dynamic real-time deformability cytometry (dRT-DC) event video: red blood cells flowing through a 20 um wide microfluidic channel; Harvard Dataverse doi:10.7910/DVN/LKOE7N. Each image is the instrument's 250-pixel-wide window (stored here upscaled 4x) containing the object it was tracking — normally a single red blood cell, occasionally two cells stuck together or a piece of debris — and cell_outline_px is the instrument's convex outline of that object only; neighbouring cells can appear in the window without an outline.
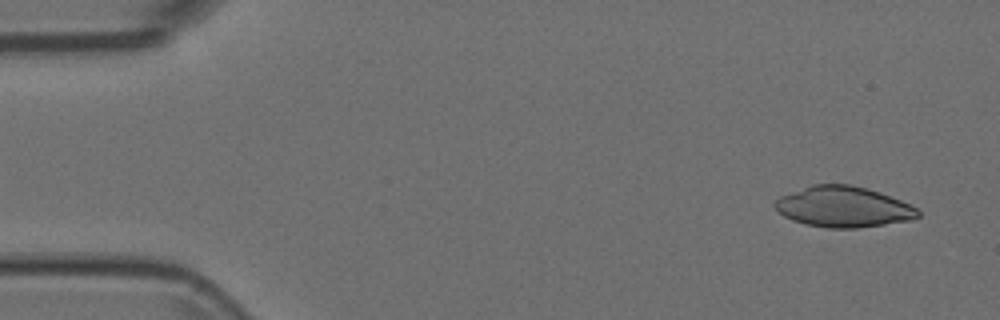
{"species": "Egyptian fruit bat (a non-hibernating species)", "species_latin": "Rousettus aegyptiacus", "temperature_condition": "room temperature", "stored_images_in_passage": 8, "camera_frame_rate_fps": 3000, "um_per_image_px": 0.085, "animal": {"sex": "female"}, "frame": {"image": 1, "passage_image": 1, "time_ms": 0.0, "image_size_px": [1000, 320], "cell_outline_px": [[920, 216], [912, 220], [856, 228], [828, 228], [804, 224], [792, 220], [784, 216], [772, 204], [780, 196], [812, 184], [848, 184], [868, 188], [880, 192], [900, 200], [916, 208], [920, 212]], "centroid_in_image_um": [71.68, 17.58], "position_along_channel_um": 13.3, "area_um2": 33.93}}